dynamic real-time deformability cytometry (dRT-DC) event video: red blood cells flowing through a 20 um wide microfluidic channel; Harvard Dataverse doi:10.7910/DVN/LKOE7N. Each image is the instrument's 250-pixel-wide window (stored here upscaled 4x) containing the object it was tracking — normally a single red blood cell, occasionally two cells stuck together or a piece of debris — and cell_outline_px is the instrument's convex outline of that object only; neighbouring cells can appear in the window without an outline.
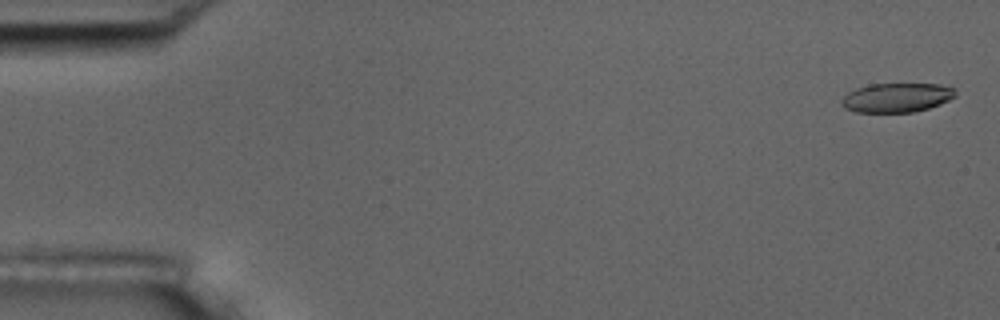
{"species": "common noctule bat (a hibernating species)", "species_latin": "Nyctalus noctula", "temperature_condition": "room temperature", "stored_images_in_passage": 6, "camera_frame_rate_fps": 3000, "um_per_image_px": 0.085, "animal": {"sex": "male", "body_mass_g": 17.5, "forearm_length_mm": 52.3}, "frame": {"image": 1, "passage_image": 1, "time_ms": 0.0, "image_size_px": [1000, 320], "cell_outline_px": [[956, 96], [940, 104], [916, 112], [856, 112], [844, 108], [840, 104], [840, 100], [848, 92], [856, 88], [868, 84], [940, 84], [956, 88]], "centroid_in_image_um": [76.21, 8.29], "position_along_channel_um": 8.8, "area_um2": 19.59}}
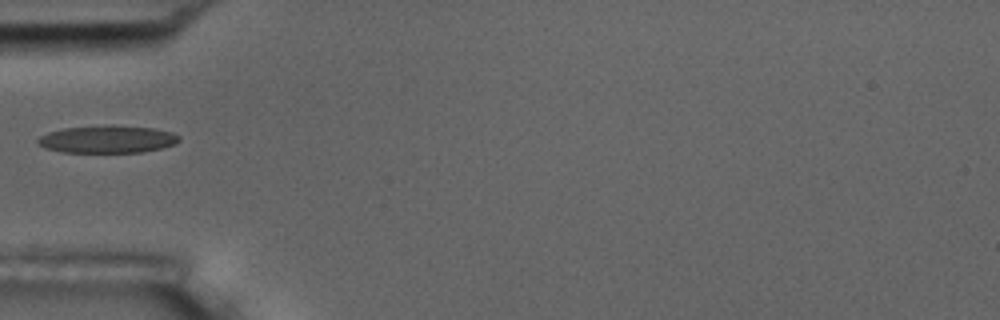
{"frame": {"image": 2, "passage_image": 5, "time_ms": 5.667, "image_size_px": [1000, 320], "cell_outline_px": [[180, 140], [176, 144], [160, 148], [140, 152], [64, 152], [44, 148], [36, 140], [40, 136], [48, 132], [64, 128], [112, 124], [152, 128], [172, 132], [180, 136]], "centroid_in_image_um": [9.14, 11.82], "position_along_channel_um": 75.9, "area_um2": 22.72}}